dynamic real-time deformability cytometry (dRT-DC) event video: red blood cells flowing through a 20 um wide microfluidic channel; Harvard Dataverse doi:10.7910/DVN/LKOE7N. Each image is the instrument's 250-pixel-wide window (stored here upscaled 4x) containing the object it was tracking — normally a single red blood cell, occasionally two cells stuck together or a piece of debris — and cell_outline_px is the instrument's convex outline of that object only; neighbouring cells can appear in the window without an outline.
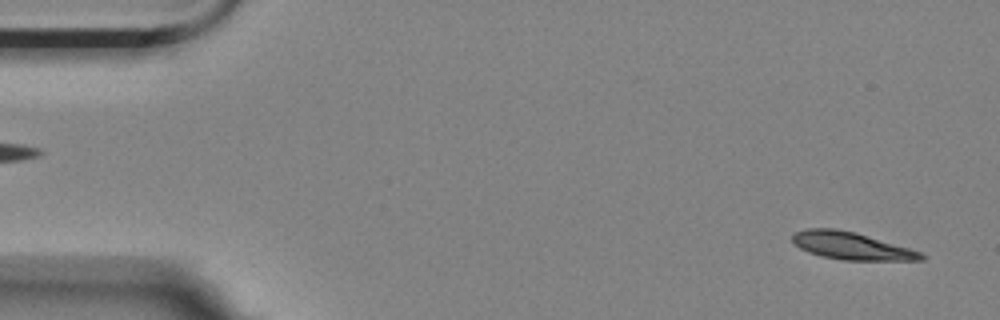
{"species": "Egyptian fruit bat (a non-hibernating species)", "species_latin": "Rousettus aegyptiacus", "temperature_condition": "room temperature", "stored_images_in_passage": 2, "segment_of_instrument_passage": [2, 2], "camera_frame_rate_fps": 3000, "um_per_image_px": 0.085, "animal": {"sex": "female"}, "frame": {"image": 1, "passage_image": 2, "time_ms": 0.333, "image_size_px": [1000, 320], "cell_outline_px": [[924, 260], [840, 260], [820, 256], [808, 252], [792, 244], [792, 236], [796, 232], [808, 228], [836, 228], [856, 232], [908, 248], [920, 252], [924, 256]], "centroid_in_image_um": [72.3, 20.89], "position_along_channel_um": 12.7, "area_um2": 20.52}}